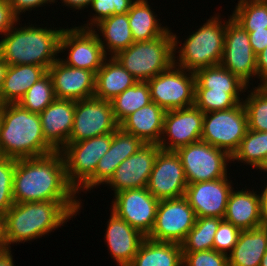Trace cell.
Instances as JSON below:
<instances>
[{
	"instance_id": "1",
	"label": "cell",
	"mask_w": 267,
	"mask_h": 266,
	"mask_svg": "<svg viewBox=\"0 0 267 266\" xmlns=\"http://www.w3.org/2000/svg\"><path fill=\"white\" fill-rule=\"evenodd\" d=\"M76 195L77 191L68 182L65 162L60 151L16 160L14 203L81 202Z\"/></svg>"
},
{
	"instance_id": "2",
	"label": "cell",
	"mask_w": 267,
	"mask_h": 266,
	"mask_svg": "<svg viewBox=\"0 0 267 266\" xmlns=\"http://www.w3.org/2000/svg\"><path fill=\"white\" fill-rule=\"evenodd\" d=\"M82 202H26L14 203L4 214L5 241L20 244L38 239L64 226L76 216Z\"/></svg>"
},
{
	"instance_id": "3",
	"label": "cell",
	"mask_w": 267,
	"mask_h": 266,
	"mask_svg": "<svg viewBox=\"0 0 267 266\" xmlns=\"http://www.w3.org/2000/svg\"><path fill=\"white\" fill-rule=\"evenodd\" d=\"M55 152L46 142L39 114L18 103L0 106V156L24 159Z\"/></svg>"
},
{
	"instance_id": "4",
	"label": "cell",
	"mask_w": 267,
	"mask_h": 266,
	"mask_svg": "<svg viewBox=\"0 0 267 266\" xmlns=\"http://www.w3.org/2000/svg\"><path fill=\"white\" fill-rule=\"evenodd\" d=\"M18 22L20 19L2 36L0 57L9 66L28 64L48 70L59 59V40L64 28H43L32 23L19 28Z\"/></svg>"
},
{
	"instance_id": "5",
	"label": "cell",
	"mask_w": 267,
	"mask_h": 266,
	"mask_svg": "<svg viewBox=\"0 0 267 266\" xmlns=\"http://www.w3.org/2000/svg\"><path fill=\"white\" fill-rule=\"evenodd\" d=\"M221 18L219 13H215L197 31H192L183 44L179 43V37L173 33L174 54L176 50L179 53V56H174L176 66L195 73L203 68L220 65L226 31V21L223 22ZM178 43L183 46L179 47Z\"/></svg>"
},
{
	"instance_id": "6",
	"label": "cell",
	"mask_w": 267,
	"mask_h": 266,
	"mask_svg": "<svg viewBox=\"0 0 267 266\" xmlns=\"http://www.w3.org/2000/svg\"><path fill=\"white\" fill-rule=\"evenodd\" d=\"M142 42H134L114 58L137 80L147 82L174 64L173 32Z\"/></svg>"
},
{
	"instance_id": "7",
	"label": "cell",
	"mask_w": 267,
	"mask_h": 266,
	"mask_svg": "<svg viewBox=\"0 0 267 266\" xmlns=\"http://www.w3.org/2000/svg\"><path fill=\"white\" fill-rule=\"evenodd\" d=\"M247 130V114L243 103H239L227 110L204 113L201 140L232 157Z\"/></svg>"
},
{
	"instance_id": "8",
	"label": "cell",
	"mask_w": 267,
	"mask_h": 266,
	"mask_svg": "<svg viewBox=\"0 0 267 266\" xmlns=\"http://www.w3.org/2000/svg\"><path fill=\"white\" fill-rule=\"evenodd\" d=\"M112 133L69 142L60 152L69 184L78 191L95 173L101 157L109 150Z\"/></svg>"
},
{
	"instance_id": "9",
	"label": "cell",
	"mask_w": 267,
	"mask_h": 266,
	"mask_svg": "<svg viewBox=\"0 0 267 266\" xmlns=\"http://www.w3.org/2000/svg\"><path fill=\"white\" fill-rule=\"evenodd\" d=\"M181 160L188 184L225 178L232 157L225 151L197 141L175 151Z\"/></svg>"
},
{
	"instance_id": "10",
	"label": "cell",
	"mask_w": 267,
	"mask_h": 266,
	"mask_svg": "<svg viewBox=\"0 0 267 266\" xmlns=\"http://www.w3.org/2000/svg\"><path fill=\"white\" fill-rule=\"evenodd\" d=\"M151 101L165 111L194 105L195 74L173 64L147 81Z\"/></svg>"
},
{
	"instance_id": "11",
	"label": "cell",
	"mask_w": 267,
	"mask_h": 266,
	"mask_svg": "<svg viewBox=\"0 0 267 266\" xmlns=\"http://www.w3.org/2000/svg\"><path fill=\"white\" fill-rule=\"evenodd\" d=\"M195 221L194 209L185 197L160 200L153 228L147 238L181 244Z\"/></svg>"
},
{
	"instance_id": "12",
	"label": "cell",
	"mask_w": 267,
	"mask_h": 266,
	"mask_svg": "<svg viewBox=\"0 0 267 266\" xmlns=\"http://www.w3.org/2000/svg\"><path fill=\"white\" fill-rule=\"evenodd\" d=\"M65 51H69L67 57H59L64 64L87 69L95 74L107 58L98 35L92 29H81L77 26L63 29L61 33L59 53Z\"/></svg>"
},
{
	"instance_id": "13",
	"label": "cell",
	"mask_w": 267,
	"mask_h": 266,
	"mask_svg": "<svg viewBox=\"0 0 267 266\" xmlns=\"http://www.w3.org/2000/svg\"><path fill=\"white\" fill-rule=\"evenodd\" d=\"M119 128L110 101L91 97L75 101L73 129L69 142L113 133Z\"/></svg>"
},
{
	"instance_id": "14",
	"label": "cell",
	"mask_w": 267,
	"mask_h": 266,
	"mask_svg": "<svg viewBox=\"0 0 267 266\" xmlns=\"http://www.w3.org/2000/svg\"><path fill=\"white\" fill-rule=\"evenodd\" d=\"M227 20L220 65L250 87L249 81L257 77L256 55L250 45L248 32L236 23L231 15Z\"/></svg>"
},
{
	"instance_id": "15",
	"label": "cell",
	"mask_w": 267,
	"mask_h": 266,
	"mask_svg": "<svg viewBox=\"0 0 267 266\" xmlns=\"http://www.w3.org/2000/svg\"><path fill=\"white\" fill-rule=\"evenodd\" d=\"M111 211L147 237L154 225L160 200L145 188L114 194Z\"/></svg>"
},
{
	"instance_id": "16",
	"label": "cell",
	"mask_w": 267,
	"mask_h": 266,
	"mask_svg": "<svg viewBox=\"0 0 267 266\" xmlns=\"http://www.w3.org/2000/svg\"><path fill=\"white\" fill-rule=\"evenodd\" d=\"M203 118L204 113L195 105L166 111L163 132L158 145L162 150L176 151L190 143L200 141Z\"/></svg>"
},
{
	"instance_id": "17",
	"label": "cell",
	"mask_w": 267,
	"mask_h": 266,
	"mask_svg": "<svg viewBox=\"0 0 267 266\" xmlns=\"http://www.w3.org/2000/svg\"><path fill=\"white\" fill-rule=\"evenodd\" d=\"M187 180L175 151L160 150L156 156L146 188L158 200L184 197Z\"/></svg>"
},
{
	"instance_id": "18",
	"label": "cell",
	"mask_w": 267,
	"mask_h": 266,
	"mask_svg": "<svg viewBox=\"0 0 267 266\" xmlns=\"http://www.w3.org/2000/svg\"><path fill=\"white\" fill-rule=\"evenodd\" d=\"M160 150L158 144H144L136 153L119 164L105 185L113 188L114 194L124 190L145 188Z\"/></svg>"
},
{
	"instance_id": "19",
	"label": "cell",
	"mask_w": 267,
	"mask_h": 266,
	"mask_svg": "<svg viewBox=\"0 0 267 266\" xmlns=\"http://www.w3.org/2000/svg\"><path fill=\"white\" fill-rule=\"evenodd\" d=\"M227 177L187 185L184 197L194 209L196 218H224L229 195L234 188Z\"/></svg>"
},
{
	"instance_id": "20",
	"label": "cell",
	"mask_w": 267,
	"mask_h": 266,
	"mask_svg": "<svg viewBox=\"0 0 267 266\" xmlns=\"http://www.w3.org/2000/svg\"><path fill=\"white\" fill-rule=\"evenodd\" d=\"M58 99L83 100L94 97L96 74L87 69L67 66L60 58L48 69Z\"/></svg>"
},
{
	"instance_id": "21",
	"label": "cell",
	"mask_w": 267,
	"mask_h": 266,
	"mask_svg": "<svg viewBox=\"0 0 267 266\" xmlns=\"http://www.w3.org/2000/svg\"><path fill=\"white\" fill-rule=\"evenodd\" d=\"M143 143L138 137L123 131L120 127L112 133L109 150L99 160L94 175L77 191H91L93 187L106 184L113 176L116 168L125 159L136 153Z\"/></svg>"
},
{
	"instance_id": "22",
	"label": "cell",
	"mask_w": 267,
	"mask_h": 266,
	"mask_svg": "<svg viewBox=\"0 0 267 266\" xmlns=\"http://www.w3.org/2000/svg\"><path fill=\"white\" fill-rule=\"evenodd\" d=\"M74 111V100L56 98L39 114L44 138L55 151H61L69 143Z\"/></svg>"
},
{
	"instance_id": "23",
	"label": "cell",
	"mask_w": 267,
	"mask_h": 266,
	"mask_svg": "<svg viewBox=\"0 0 267 266\" xmlns=\"http://www.w3.org/2000/svg\"><path fill=\"white\" fill-rule=\"evenodd\" d=\"M110 213L105 232L107 247L118 266H129L146 237L114 212Z\"/></svg>"
},
{
	"instance_id": "24",
	"label": "cell",
	"mask_w": 267,
	"mask_h": 266,
	"mask_svg": "<svg viewBox=\"0 0 267 266\" xmlns=\"http://www.w3.org/2000/svg\"><path fill=\"white\" fill-rule=\"evenodd\" d=\"M166 111L151 102L127 116L119 127L145 144H159Z\"/></svg>"
},
{
	"instance_id": "25",
	"label": "cell",
	"mask_w": 267,
	"mask_h": 266,
	"mask_svg": "<svg viewBox=\"0 0 267 266\" xmlns=\"http://www.w3.org/2000/svg\"><path fill=\"white\" fill-rule=\"evenodd\" d=\"M258 191L233 190L226 206L224 218L241 231L261 226L260 197Z\"/></svg>"
},
{
	"instance_id": "26",
	"label": "cell",
	"mask_w": 267,
	"mask_h": 266,
	"mask_svg": "<svg viewBox=\"0 0 267 266\" xmlns=\"http://www.w3.org/2000/svg\"><path fill=\"white\" fill-rule=\"evenodd\" d=\"M267 251V227L241 231L238 241L228 253L229 266H260Z\"/></svg>"
},
{
	"instance_id": "27",
	"label": "cell",
	"mask_w": 267,
	"mask_h": 266,
	"mask_svg": "<svg viewBox=\"0 0 267 266\" xmlns=\"http://www.w3.org/2000/svg\"><path fill=\"white\" fill-rule=\"evenodd\" d=\"M137 80L114 58L109 56L96 73L94 97L111 101L132 87Z\"/></svg>"
},
{
	"instance_id": "28",
	"label": "cell",
	"mask_w": 267,
	"mask_h": 266,
	"mask_svg": "<svg viewBox=\"0 0 267 266\" xmlns=\"http://www.w3.org/2000/svg\"><path fill=\"white\" fill-rule=\"evenodd\" d=\"M48 70L37 65L8 66L0 91V104L18 103L27 90Z\"/></svg>"
},
{
	"instance_id": "29",
	"label": "cell",
	"mask_w": 267,
	"mask_h": 266,
	"mask_svg": "<svg viewBox=\"0 0 267 266\" xmlns=\"http://www.w3.org/2000/svg\"><path fill=\"white\" fill-rule=\"evenodd\" d=\"M92 30L98 35L106 56L114 57L134 43L127 13L111 15L96 24ZM95 30L100 32V36Z\"/></svg>"
},
{
	"instance_id": "30",
	"label": "cell",
	"mask_w": 267,
	"mask_h": 266,
	"mask_svg": "<svg viewBox=\"0 0 267 266\" xmlns=\"http://www.w3.org/2000/svg\"><path fill=\"white\" fill-rule=\"evenodd\" d=\"M129 266H183L181 245L146 237Z\"/></svg>"
},
{
	"instance_id": "31",
	"label": "cell",
	"mask_w": 267,
	"mask_h": 266,
	"mask_svg": "<svg viewBox=\"0 0 267 266\" xmlns=\"http://www.w3.org/2000/svg\"><path fill=\"white\" fill-rule=\"evenodd\" d=\"M148 3V0H135L127 12L134 42L156 39L169 30V27L159 23Z\"/></svg>"
},
{
	"instance_id": "32",
	"label": "cell",
	"mask_w": 267,
	"mask_h": 266,
	"mask_svg": "<svg viewBox=\"0 0 267 266\" xmlns=\"http://www.w3.org/2000/svg\"><path fill=\"white\" fill-rule=\"evenodd\" d=\"M194 74L195 89L225 91L231 94L239 103H242L244 100L243 98H240L239 95L246 92L249 88L231 71L221 65L203 68L196 71Z\"/></svg>"
},
{
	"instance_id": "33",
	"label": "cell",
	"mask_w": 267,
	"mask_h": 266,
	"mask_svg": "<svg viewBox=\"0 0 267 266\" xmlns=\"http://www.w3.org/2000/svg\"><path fill=\"white\" fill-rule=\"evenodd\" d=\"M150 88L147 82L137 81L132 87L114 97L110 103L118 124L127 116L151 103Z\"/></svg>"
},
{
	"instance_id": "34",
	"label": "cell",
	"mask_w": 267,
	"mask_h": 266,
	"mask_svg": "<svg viewBox=\"0 0 267 266\" xmlns=\"http://www.w3.org/2000/svg\"><path fill=\"white\" fill-rule=\"evenodd\" d=\"M232 161L250 165L260 171L267 161V132L248 129Z\"/></svg>"
},
{
	"instance_id": "35",
	"label": "cell",
	"mask_w": 267,
	"mask_h": 266,
	"mask_svg": "<svg viewBox=\"0 0 267 266\" xmlns=\"http://www.w3.org/2000/svg\"><path fill=\"white\" fill-rule=\"evenodd\" d=\"M222 218H196L193 228L181 245L182 252H197L213 249L214 236Z\"/></svg>"
},
{
	"instance_id": "36",
	"label": "cell",
	"mask_w": 267,
	"mask_h": 266,
	"mask_svg": "<svg viewBox=\"0 0 267 266\" xmlns=\"http://www.w3.org/2000/svg\"><path fill=\"white\" fill-rule=\"evenodd\" d=\"M231 18L246 31L267 28V1L238 0Z\"/></svg>"
},
{
	"instance_id": "37",
	"label": "cell",
	"mask_w": 267,
	"mask_h": 266,
	"mask_svg": "<svg viewBox=\"0 0 267 266\" xmlns=\"http://www.w3.org/2000/svg\"><path fill=\"white\" fill-rule=\"evenodd\" d=\"M255 87V88H254ZM243 100L249 130L267 132V85L254 86Z\"/></svg>"
},
{
	"instance_id": "38",
	"label": "cell",
	"mask_w": 267,
	"mask_h": 266,
	"mask_svg": "<svg viewBox=\"0 0 267 266\" xmlns=\"http://www.w3.org/2000/svg\"><path fill=\"white\" fill-rule=\"evenodd\" d=\"M55 99L52 78L47 72L27 90L18 104L32 113L40 114Z\"/></svg>"
},
{
	"instance_id": "39",
	"label": "cell",
	"mask_w": 267,
	"mask_h": 266,
	"mask_svg": "<svg viewBox=\"0 0 267 266\" xmlns=\"http://www.w3.org/2000/svg\"><path fill=\"white\" fill-rule=\"evenodd\" d=\"M239 102L229 93L212 89H195L194 105L203 113L227 110Z\"/></svg>"
},
{
	"instance_id": "40",
	"label": "cell",
	"mask_w": 267,
	"mask_h": 266,
	"mask_svg": "<svg viewBox=\"0 0 267 266\" xmlns=\"http://www.w3.org/2000/svg\"><path fill=\"white\" fill-rule=\"evenodd\" d=\"M134 1L135 0H93L90 7L95 14L89 19L90 22L88 20L87 24L78 26V28L93 29L96 24L111 15L127 13Z\"/></svg>"
},
{
	"instance_id": "41",
	"label": "cell",
	"mask_w": 267,
	"mask_h": 266,
	"mask_svg": "<svg viewBox=\"0 0 267 266\" xmlns=\"http://www.w3.org/2000/svg\"><path fill=\"white\" fill-rule=\"evenodd\" d=\"M16 159L0 156V214L4 215L14 204L13 180Z\"/></svg>"
},
{
	"instance_id": "42",
	"label": "cell",
	"mask_w": 267,
	"mask_h": 266,
	"mask_svg": "<svg viewBox=\"0 0 267 266\" xmlns=\"http://www.w3.org/2000/svg\"><path fill=\"white\" fill-rule=\"evenodd\" d=\"M241 230L222 219L214 236L213 250L228 255L236 245Z\"/></svg>"
},
{
	"instance_id": "43",
	"label": "cell",
	"mask_w": 267,
	"mask_h": 266,
	"mask_svg": "<svg viewBox=\"0 0 267 266\" xmlns=\"http://www.w3.org/2000/svg\"><path fill=\"white\" fill-rule=\"evenodd\" d=\"M182 253L183 266H229L228 255L213 249Z\"/></svg>"
},
{
	"instance_id": "44",
	"label": "cell",
	"mask_w": 267,
	"mask_h": 266,
	"mask_svg": "<svg viewBox=\"0 0 267 266\" xmlns=\"http://www.w3.org/2000/svg\"><path fill=\"white\" fill-rule=\"evenodd\" d=\"M12 12L13 14L20 19V15H22V13L26 12V11H32L33 8L34 10L36 9V7H42L43 5L45 6V4H52L55 3L57 1L55 0H8Z\"/></svg>"
},
{
	"instance_id": "45",
	"label": "cell",
	"mask_w": 267,
	"mask_h": 266,
	"mask_svg": "<svg viewBox=\"0 0 267 266\" xmlns=\"http://www.w3.org/2000/svg\"><path fill=\"white\" fill-rule=\"evenodd\" d=\"M17 20L8 0H0V35H4Z\"/></svg>"
},
{
	"instance_id": "46",
	"label": "cell",
	"mask_w": 267,
	"mask_h": 266,
	"mask_svg": "<svg viewBox=\"0 0 267 266\" xmlns=\"http://www.w3.org/2000/svg\"><path fill=\"white\" fill-rule=\"evenodd\" d=\"M255 55H258L267 47V28L264 30L247 31Z\"/></svg>"
},
{
	"instance_id": "47",
	"label": "cell",
	"mask_w": 267,
	"mask_h": 266,
	"mask_svg": "<svg viewBox=\"0 0 267 266\" xmlns=\"http://www.w3.org/2000/svg\"><path fill=\"white\" fill-rule=\"evenodd\" d=\"M257 78L260 79L259 86L267 85V47L256 55Z\"/></svg>"
},
{
	"instance_id": "48",
	"label": "cell",
	"mask_w": 267,
	"mask_h": 266,
	"mask_svg": "<svg viewBox=\"0 0 267 266\" xmlns=\"http://www.w3.org/2000/svg\"><path fill=\"white\" fill-rule=\"evenodd\" d=\"M262 190L260 197L261 226L267 227V184Z\"/></svg>"
},
{
	"instance_id": "49",
	"label": "cell",
	"mask_w": 267,
	"mask_h": 266,
	"mask_svg": "<svg viewBox=\"0 0 267 266\" xmlns=\"http://www.w3.org/2000/svg\"><path fill=\"white\" fill-rule=\"evenodd\" d=\"M62 4L76 10H84L90 7L93 0H61ZM86 7V8H85Z\"/></svg>"
},
{
	"instance_id": "50",
	"label": "cell",
	"mask_w": 267,
	"mask_h": 266,
	"mask_svg": "<svg viewBox=\"0 0 267 266\" xmlns=\"http://www.w3.org/2000/svg\"><path fill=\"white\" fill-rule=\"evenodd\" d=\"M12 257L11 249L0 252V266H15Z\"/></svg>"
},
{
	"instance_id": "51",
	"label": "cell",
	"mask_w": 267,
	"mask_h": 266,
	"mask_svg": "<svg viewBox=\"0 0 267 266\" xmlns=\"http://www.w3.org/2000/svg\"><path fill=\"white\" fill-rule=\"evenodd\" d=\"M8 248L5 241L4 215L0 214V252L6 251Z\"/></svg>"
},
{
	"instance_id": "52",
	"label": "cell",
	"mask_w": 267,
	"mask_h": 266,
	"mask_svg": "<svg viewBox=\"0 0 267 266\" xmlns=\"http://www.w3.org/2000/svg\"><path fill=\"white\" fill-rule=\"evenodd\" d=\"M8 66L9 65L0 57V91L4 82Z\"/></svg>"
},
{
	"instance_id": "53",
	"label": "cell",
	"mask_w": 267,
	"mask_h": 266,
	"mask_svg": "<svg viewBox=\"0 0 267 266\" xmlns=\"http://www.w3.org/2000/svg\"><path fill=\"white\" fill-rule=\"evenodd\" d=\"M260 266H267V251L264 254V256L262 257Z\"/></svg>"
},
{
	"instance_id": "54",
	"label": "cell",
	"mask_w": 267,
	"mask_h": 266,
	"mask_svg": "<svg viewBox=\"0 0 267 266\" xmlns=\"http://www.w3.org/2000/svg\"><path fill=\"white\" fill-rule=\"evenodd\" d=\"M262 170L267 172V161H266L265 165L262 167L261 172H262Z\"/></svg>"
}]
</instances>
